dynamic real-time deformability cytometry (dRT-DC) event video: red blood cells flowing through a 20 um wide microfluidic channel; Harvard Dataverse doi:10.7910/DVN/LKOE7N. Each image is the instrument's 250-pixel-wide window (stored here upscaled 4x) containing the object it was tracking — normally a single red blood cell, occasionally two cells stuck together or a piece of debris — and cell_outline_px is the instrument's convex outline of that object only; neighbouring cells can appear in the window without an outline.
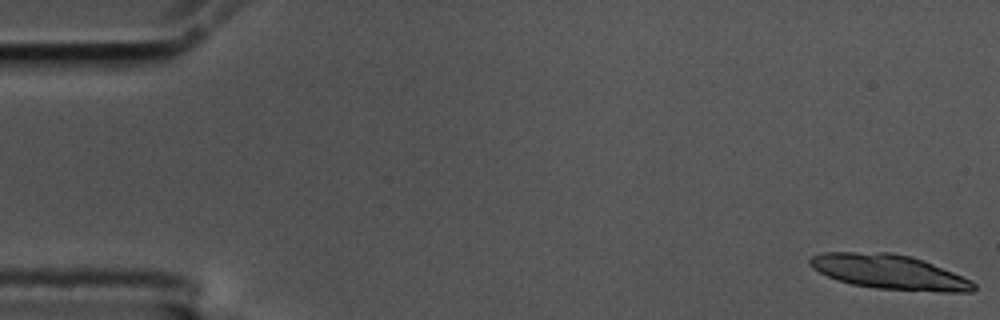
{"species": "common noctule bat (a hibernating species)", "species_latin": "Nyctalus noctula", "temperature_condition": "cold", "stored_images_in_passage": 13, "camera_frame_rate_fps": 3000, "um_per_image_px": 0.085, "animal": {"sex": "male", "body_mass_g": 17.5, "forearm_length_mm": 52.3}, "frame": {"image": 1, "passage_image": 1, "time_ms": 0.0, "image_size_px": [1000, 320], "cell_outline_px": [[976, 288], [972, 292], [940, 292], [876, 288], [852, 284], [836, 280], [812, 268], [808, 264], [808, 260], [812, 256], [820, 252], [892, 252], [912, 256], [924, 260], [972, 280], [976, 284]], "centroid_in_image_um": [75.6, 23.11], "position_along_channel_um": 9.4, "area_um2": 33.29}}